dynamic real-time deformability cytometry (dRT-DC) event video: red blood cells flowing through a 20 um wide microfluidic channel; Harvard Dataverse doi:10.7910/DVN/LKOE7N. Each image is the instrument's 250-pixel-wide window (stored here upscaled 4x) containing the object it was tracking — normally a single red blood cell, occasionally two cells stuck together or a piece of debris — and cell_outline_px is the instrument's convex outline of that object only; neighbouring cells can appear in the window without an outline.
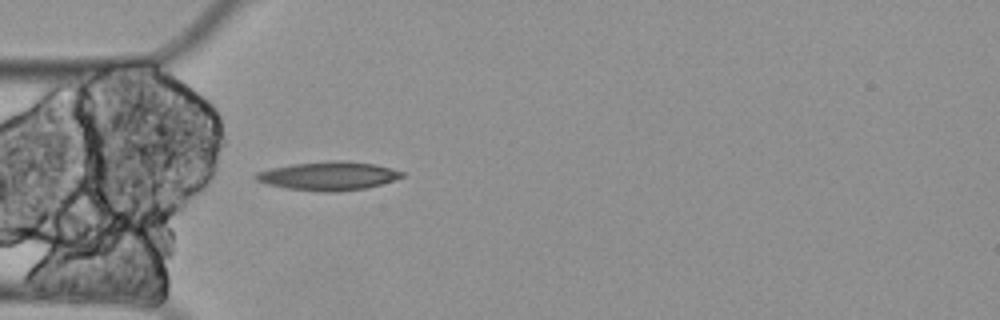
{"species": "Egyptian fruit bat (a non-hibernating species)", "species_latin": "Rousettus aegyptiacus", "temperature_condition": "cold", "stored_images_in_passage": 4, "camera_frame_rate_fps": 3000, "um_per_image_px": 0.085, "animal": {"sex": "female"}, "frame": {"image": 1, "passage_image": 4, "time_ms": 1.0, "image_size_px": [1000, 320], "cell_outline_px": [[404, 176], [380, 184], [364, 188], [332, 192], [324, 192], [288, 188], [268, 184], [256, 180], [252, 176], [256, 172], [268, 168], [292, 164], [332, 160], [344, 160], [376, 164], [404, 172]], "centroid_in_image_um": [27.87, 14.93], "position_along_channel_um": 57.1, "area_um2": 24.28}}